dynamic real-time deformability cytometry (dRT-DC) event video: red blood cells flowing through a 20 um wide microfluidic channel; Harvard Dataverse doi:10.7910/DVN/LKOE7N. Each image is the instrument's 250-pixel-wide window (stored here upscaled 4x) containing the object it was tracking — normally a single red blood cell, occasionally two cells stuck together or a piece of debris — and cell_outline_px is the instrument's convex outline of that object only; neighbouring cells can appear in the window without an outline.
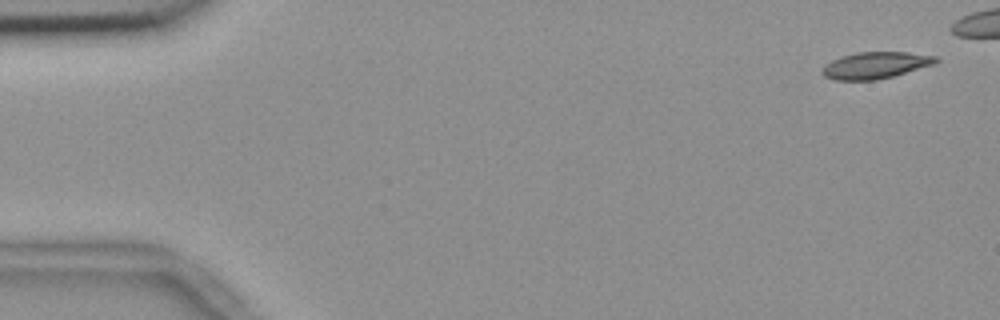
{"species": "common noctule bat (a hibernating species)", "species_latin": "Nyctalus noctula", "temperature_condition": "room temperature", "stored_images_in_passage": 9, "camera_frame_rate_fps": 3000, "um_per_image_px": 0.085, "animal": {"sex": "female", "body_mass_g": 18.4}, "frame": {"image": 1, "passage_image": 1, "time_ms": 0.0, "image_size_px": [1000, 320], "cell_outline_px": [[940, 60], [936, 64], [892, 76], [876, 80], [836, 80], [824, 76], [820, 72], [832, 60], [840, 56], [856, 52], [908, 52], [936, 56]], "centroid_in_image_um": [74.44, 5.54], "position_along_channel_um": 10.6, "area_um2": 17.63}}
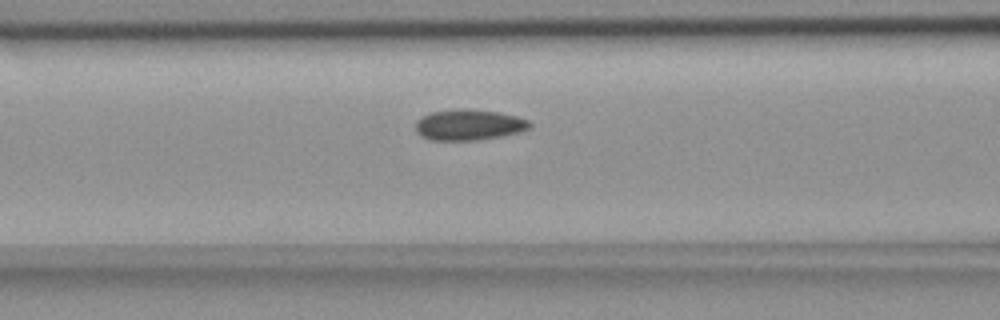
{"frame": {"image": 2, "passage_image": 9, "time_ms": 2.667, "image_size_px": [1000, 320], "cell_outline_px": [[532, 124], [528, 128], [520, 132], [504, 136], [476, 140], [428, 140], [420, 136], [416, 132], [416, 120], [420, 116], [432, 112], [464, 108], [496, 112], [516, 116], [528, 120]], "centroid_in_image_um": [39.82, 10.62], "position_along_channel_um": 126.8, "area_um2": 20.58}}